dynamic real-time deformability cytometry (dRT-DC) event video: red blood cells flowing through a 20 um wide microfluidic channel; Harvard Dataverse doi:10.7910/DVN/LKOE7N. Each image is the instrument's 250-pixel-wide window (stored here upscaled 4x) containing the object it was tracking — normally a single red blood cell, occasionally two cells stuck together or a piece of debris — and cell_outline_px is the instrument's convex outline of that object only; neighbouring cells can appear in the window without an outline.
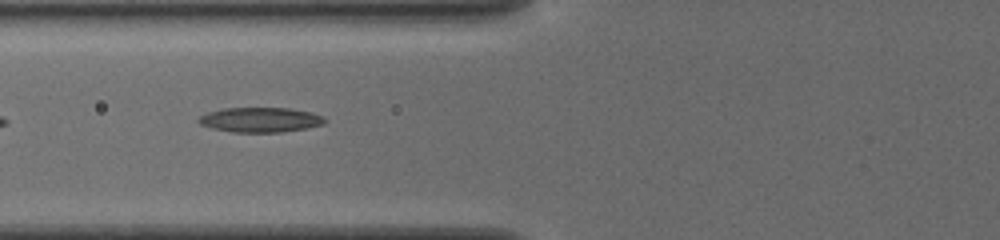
{"species": "common noctule bat (a hibernating species)", "species_latin": "Nyctalus noctula", "temperature_condition": "cold", "stored_images_in_passage": 26, "camera_frame_rate_fps": 3000, "um_per_image_px": 0.085, "animal": {"sex": "female", "body_mass_g": 19.5, "forearm_length_mm": 54.1}, "frame": {"image": 1, "passage_image": 5, "time_ms": 1.333, "image_size_px": [1000, 240], "cell_outline_px": [[328, 120], [324, 124], [304, 128], [280, 132], [236, 132], [212, 128], [200, 124], [196, 120], [200, 116], [208, 112], [224, 108], [288, 108], [308, 112], [320, 116]], "centroid_in_image_um": [22.09, 10.18], "position_along_channel_um": 103.7, "area_um2": 17.98}}
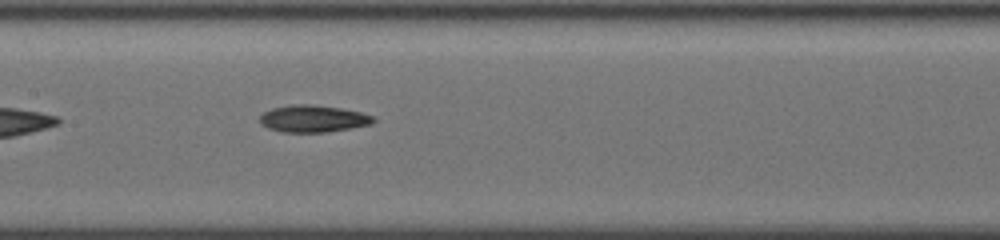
{"frame": {"image": 2, "passage_image": 11, "time_ms": 3.333, "image_size_px": [1000, 240], "cell_outline_px": [[376, 120], [368, 124], [348, 128], [324, 132], [284, 132], [268, 128], [260, 120], [260, 116], [264, 112], [272, 108], [292, 104], [312, 104], [340, 108], [360, 112], [372, 116]], "centroid_in_image_um": [26.58, 10.07], "position_along_channel_um": 180.8, "area_um2": 17.51}}
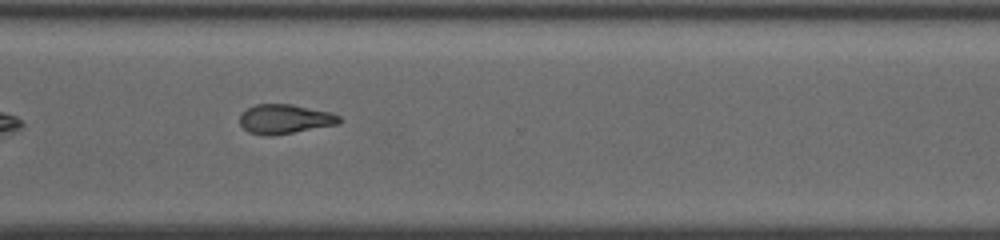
{"frame": {"image": 3, "passage_image": 24, "time_ms": 7.667, "image_size_px": [1000, 240], "cell_outline_px": [[340, 120], [336, 124], [272, 136], [268, 136], [248, 132], [240, 124], [240, 116], [248, 108], [256, 104], [292, 104], [332, 112], [340, 116]], "centroid_in_image_um": [24.2, 10.11], "position_along_channel_um": 346.4, "area_um2": 16.88}}